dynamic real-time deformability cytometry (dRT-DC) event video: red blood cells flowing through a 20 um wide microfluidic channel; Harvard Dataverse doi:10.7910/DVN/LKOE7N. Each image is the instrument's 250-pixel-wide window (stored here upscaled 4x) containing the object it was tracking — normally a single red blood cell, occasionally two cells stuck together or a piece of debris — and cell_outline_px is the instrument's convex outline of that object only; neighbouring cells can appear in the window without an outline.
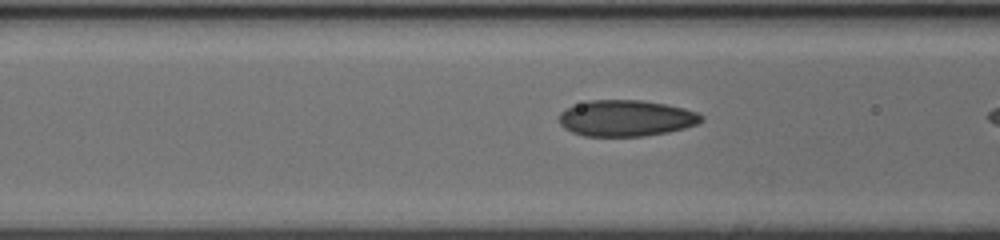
{"species": "human", "species_latin": "Homo sapiens", "temperature_condition": "cold", "stored_images_in_passage": 31, "camera_frame_rate_fps": 3000, "um_per_image_px": 0.085, "donor": {"sex": "female"}, "frame": {"image": 1, "passage_image": 8, "time_ms": 2.333, "image_size_px": [1000, 240], "cell_outline_px": [[704, 120], [696, 124], [684, 128], [668, 132], [644, 136], [584, 136], [572, 132], [564, 128], [560, 124], [560, 112], [564, 108], [588, 100], [640, 100], [664, 104], [684, 108], [696, 112], [704, 116]], "centroid_in_image_um": [53.2, 10.04], "position_along_channel_um": 113.4, "area_um2": 30.06}}
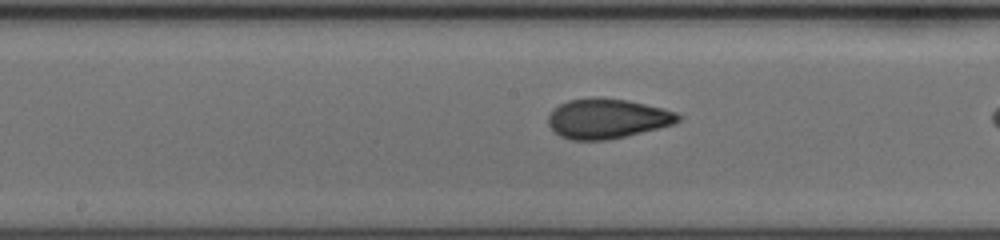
{"frame": {"image": 2, "passage_image": 15, "time_ms": 4.667, "image_size_px": [1000, 240], "cell_outline_px": [[680, 120], [672, 124], [624, 136], [604, 140], [572, 140], [560, 136], [548, 124], [548, 116], [560, 104], [568, 100], [592, 96], [600, 96], [628, 100], [664, 108], [676, 112], [680, 116]], "centroid_in_image_um": [51.59, 10.05], "position_along_channel_um": 196.6, "area_um2": 30.0}}
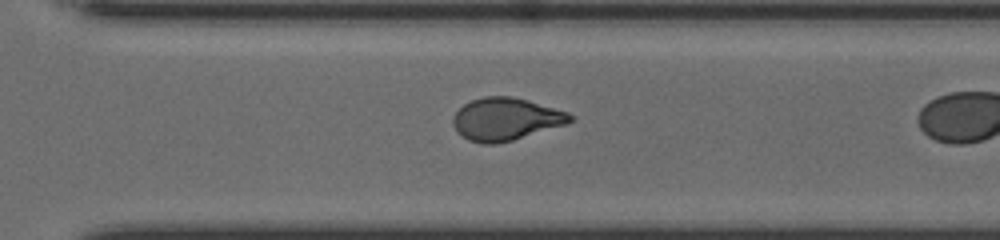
{"frame": {"image": 3, "passage_image": 26, "time_ms": 8.333, "image_size_px": [1000, 240], "cell_outline_px": [[572, 120], [568, 124], [512, 140], [496, 144], [480, 144], [468, 140], [460, 136], [456, 132], [452, 124], [452, 116], [464, 104], [472, 100], [484, 96], [512, 96], [528, 100], [568, 112], [572, 116]], "centroid_in_image_um": [42.95, 10.13], "position_along_channel_um": 327.6, "area_um2": 29.25}}